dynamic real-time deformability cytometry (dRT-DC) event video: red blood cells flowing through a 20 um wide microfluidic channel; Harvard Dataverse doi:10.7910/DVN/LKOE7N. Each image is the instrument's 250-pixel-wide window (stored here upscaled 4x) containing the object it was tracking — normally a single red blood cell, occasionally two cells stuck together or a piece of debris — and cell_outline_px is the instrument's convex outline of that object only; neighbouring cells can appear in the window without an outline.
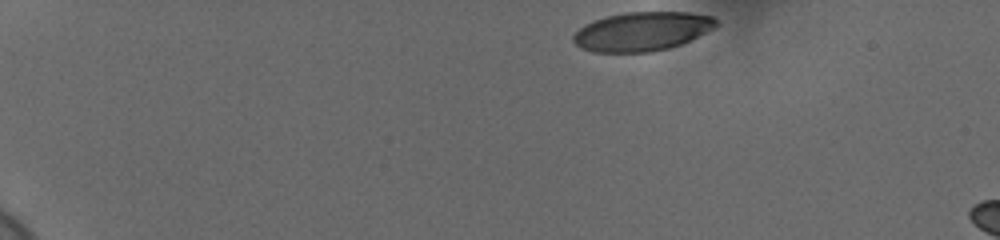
{"species": "human", "species_latin": "Homo sapiens", "temperature_condition": "cold", "stored_images_in_passage": 8, "camera_frame_rate_fps": 3000, "um_per_image_px": 0.085, "donor": {"sex": "female"}, "frame": {"image": 1, "passage_image": 1, "time_ms": 0.0, "image_size_px": [1000, 240], "cell_outline_px": [[720, 24], [680, 44], [668, 48], [652, 52], [592, 52], [576, 44], [572, 40], [572, 36], [584, 24], [608, 16], [624, 12], [688, 12], [712, 16]], "centroid_in_image_um": [54.55, 2.66], "position_along_channel_um": 30.4, "area_um2": 32.08}}